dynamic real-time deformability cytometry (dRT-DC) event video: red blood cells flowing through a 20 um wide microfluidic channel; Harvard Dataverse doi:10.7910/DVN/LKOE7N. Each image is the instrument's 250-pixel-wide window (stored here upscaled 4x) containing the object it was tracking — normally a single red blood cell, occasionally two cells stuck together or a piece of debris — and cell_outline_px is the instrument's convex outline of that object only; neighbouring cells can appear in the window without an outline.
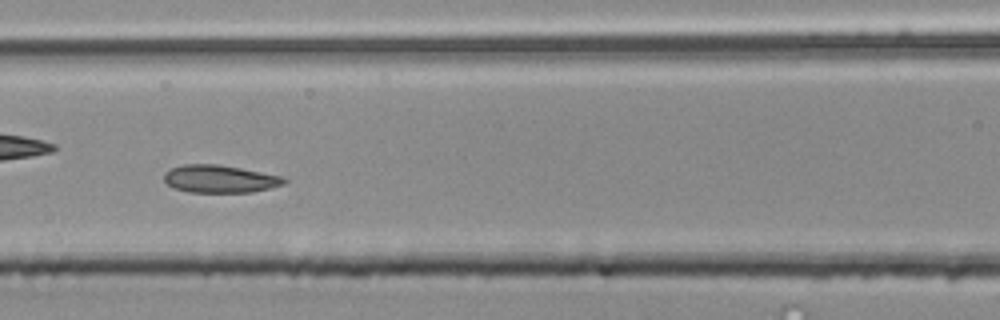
{"species": "common noctule bat (a hibernating species)", "species_latin": "Nyctalus noctula", "temperature_condition": "room temperature", "stored_images_in_passage": 41, "camera_frame_rate_fps": 3000, "um_per_image_px": 0.085, "animal": {"sex": "male", "body_mass_g": 20.4}, "frame": {"image": 1, "passage_image": 18, "time_ms": 5.667, "image_size_px": [1000, 320], "cell_outline_px": [[288, 180], [284, 184], [252, 192], [188, 192], [172, 188], [164, 180], [164, 172], [172, 168], [184, 164], [216, 164], [240, 168], [280, 176]], "centroid_in_image_um": [18.64, 15.21], "position_along_channel_um": 148.0, "area_um2": 19.19}}
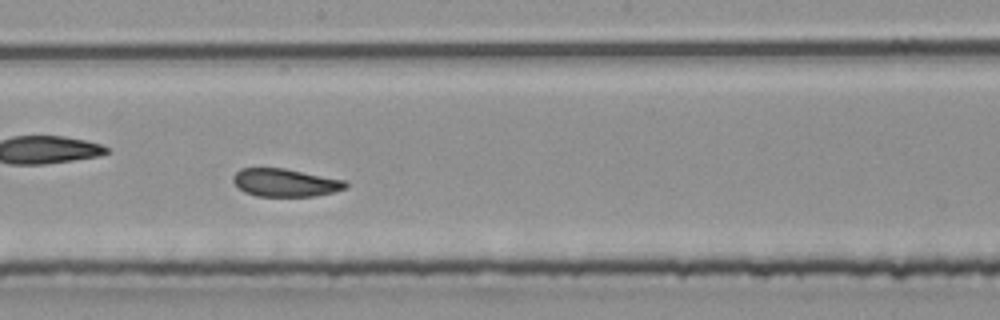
{"frame": {"image": 2, "passage_image": 24, "time_ms": 7.667, "image_size_px": [1000, 320], "cell_outline_px": [[348, 188], [316, 196], [256, 196], [244, 192], [232, 180], [232, 176], [240, 168], [284, 168], [348, 180]], "centroid_in_image_um": [24.29, 15.52], "position_along_channel_um": 223.9, "area_um2": 18.5}, "authors_computed_cell_mechanics": {"area_um2": 19.7098, "velocity_mm_per_s": 3.8125, "shape_relaxation_time_tau1_ms": null, "shape_relaxation_time_tau2_ms": 1.456, "deformation_change_tau1": null, "deformation_change_tau2": 0.0773}}